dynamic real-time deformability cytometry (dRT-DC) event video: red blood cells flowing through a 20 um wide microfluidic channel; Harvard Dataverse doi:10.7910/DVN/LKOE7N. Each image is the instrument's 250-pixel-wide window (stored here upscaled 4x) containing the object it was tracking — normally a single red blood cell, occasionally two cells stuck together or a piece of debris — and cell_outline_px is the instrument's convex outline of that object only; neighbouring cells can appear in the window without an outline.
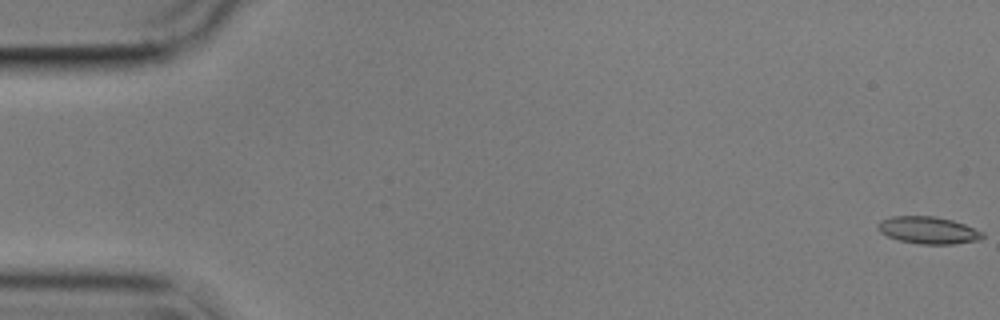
{"species": "common noctule bat (a hibernating species)", "species_latin": "Nyctalus noctula", "temperature_condition": "cold", "stored_images_in_passage": 57, "camera_frame_rate_fps": 3000, "um_per_image_px": 0.085, "animal": {"sex": "male", "body_mass_g": 17.9}, "frame": {"image": 1, "passage_image": 1, "time_ms": 0.0, "image_size_px": [1000, 320], "cell_outline_px": [[984, 236], [980, 240], [952, 244], [920, 244], [900, 240], [888, 236], [880, 232], [876, 228], [876, 224], [880, 220], [892, 216], [936, 216], [952, 220], [964, 224], [984, 232]], "centroid_in_image_um": [78.89, 19.56], "position_along_channel_um": 6.1, "area_um2": 16.65}}
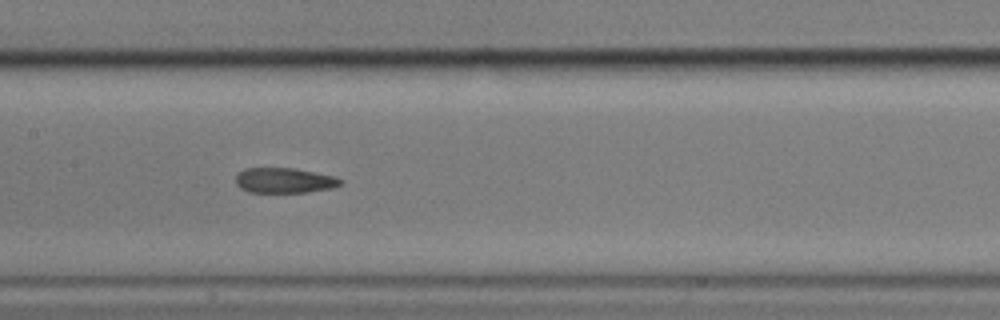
{"frame": {"image": 2, "passage_image": 28, "time_ms": 9.0, "image_size_px": [1000, 320], "cell_outline_px": [[344, 184], [332, 188], [308, 192], [248, 192], [240, 188], [236, 184], [236, 176], [244, 168], [296, 168], [336, 176], [344, 180]], "centroid_in_image_um": [24.23, 15.33], "position_along_channel_um": 183.2, "area_um2": 15.61}}
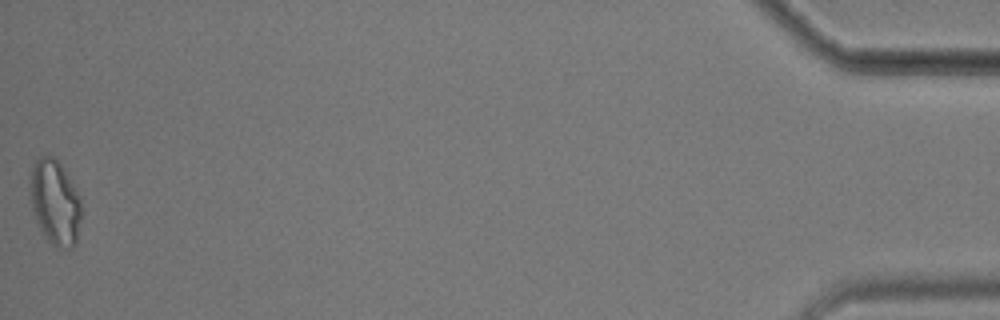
{"frame": {"image": 3, "passage_image": 57, "time_ms": 18.667, "image_size_px": [1000, 320], "cell_outline_px": [[80, 220], [76, 240], [72, 248], [56, 248], [44, 236], [36, 220], [32, 208], [32, 168], [36, 160], [40, 156], [48, 152], [60, 164], [76, 192], [80, 200]], "centroid_in_image_um": [4.67, 17.22], "position_along_channel_um": 430.5, "area_um2": 24.57}, "authors_computed_cell_mechanics": {"area_um2": 16.6464, "velocity_mm_per_s": 3.5504, "shape_relaxation_time_tau1_ms": null, "shape_relaxation_time_tau2_ms": 4.1902, "deformation_change_tau1": null, "deformation_change_tau2": 0.1152}}